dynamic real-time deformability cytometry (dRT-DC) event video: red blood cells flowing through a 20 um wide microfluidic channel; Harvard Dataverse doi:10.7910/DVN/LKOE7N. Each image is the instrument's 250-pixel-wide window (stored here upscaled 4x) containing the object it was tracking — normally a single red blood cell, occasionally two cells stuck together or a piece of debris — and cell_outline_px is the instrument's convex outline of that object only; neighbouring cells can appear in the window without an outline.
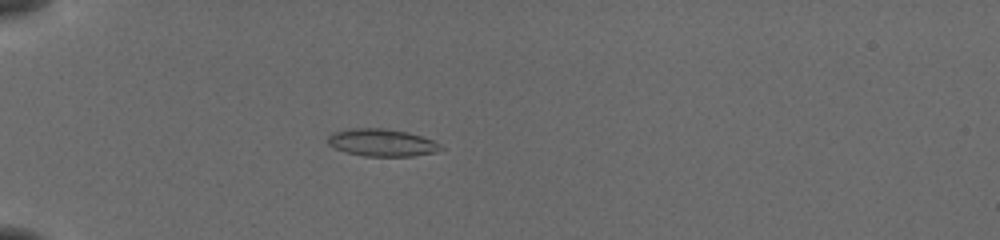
{"species": "common noctule bat (a hibernating species)", "species_latin": "Nyctalus noctula", "temperature_condition": "cold", "stored_images_in_passage": 32, "camera_frame_rate_fps": 3000, "um_per_image_px": 0.085, "animal": {"sex": "female", "body_mass_g": 19.5, "forearm_length_mm": 54.1}, "frame": {"image": 1, "passage_image": 1, "time_ms": 0.0, "image_size_px": [1000, 240], "cell_outline_px": [[444, 148], [436, 152], [412, 156], [364, 156], [348, 152], [336, 148], [328, 144], [328, 136], [332, 132], [352, 128], [384, 128], [408, 132], [432, 140], [440, 144]], "centroid_in_image_um": [32.47, 12.12], "position_along_channel_um": 52.5, "area_um2": 17.92}}
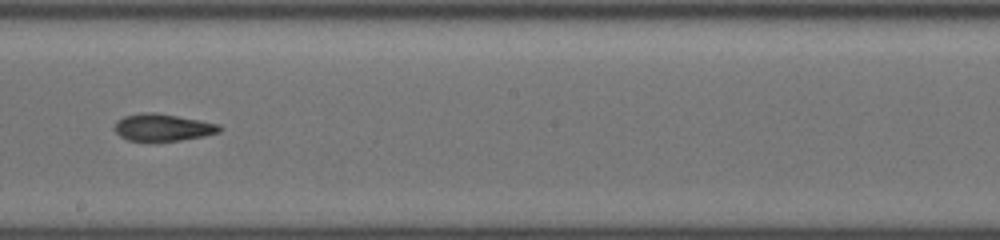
{"frame": {"image": 2, "passage_image": 17, "time_ms": 5.333, "image_size_px": [1000, 240], "cell_outline_px": [[224, 128], [220, 132], [204, 136], [180, 140], [128, 140], [120, 136], [112, 128], [116, 120], [124, 116], [144, 112], [156, 112], [220, 124]], "centroid_in_image_um": [13.83, 10.81], "position_along_channel_um": 234.4, "area_um2": 16.59}}
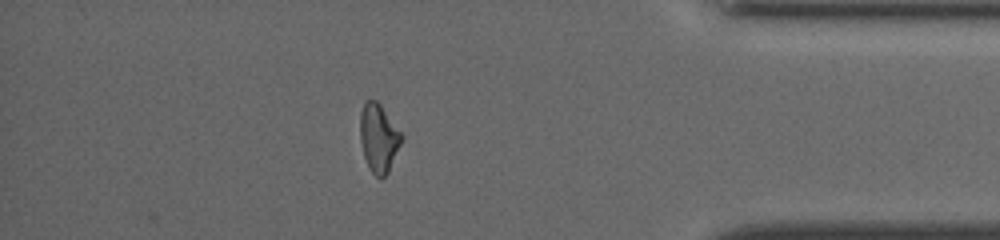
{"frame": {"image": 3, "passage_image": 32, "time_ms": 10.333, "image_size_px": [1000, 240], "cell_outline_px": [[404, 136], [388, 172], [380, 180], [372, 172], [364, 156], [360, 140], [360, 112], [364, 100], [376, 100], [380, 104]], "centroid_in_image_um": [32.18, 11.7], "position_along_channel_um": 403.0, "area_um2": 16.42}, "authors_computed_cell_mechanics": {"area_um2": 16.7042, "velocity_mm_per_s": 3.8906, "shape_relaxation_time_tau1_ms": null, "shape_relaxation_time_tau2_ms": 2.0597, "deformation_change_tau1": null, "deformation_change_tau2": 0.0639}}